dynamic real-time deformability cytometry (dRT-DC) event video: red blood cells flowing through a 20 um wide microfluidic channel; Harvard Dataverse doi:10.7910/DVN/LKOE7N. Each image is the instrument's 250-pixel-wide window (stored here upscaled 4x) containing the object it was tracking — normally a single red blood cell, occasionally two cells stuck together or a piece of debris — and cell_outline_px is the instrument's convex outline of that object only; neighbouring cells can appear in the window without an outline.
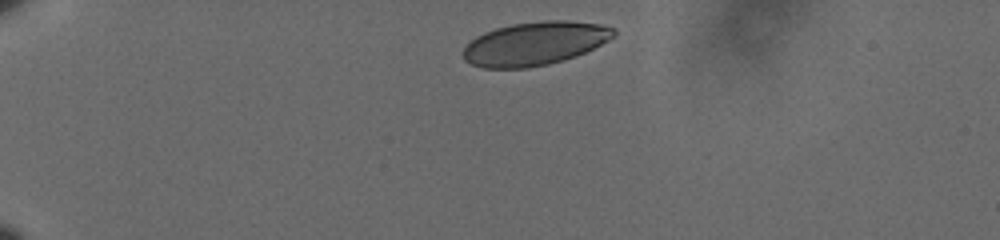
{"species": "human", "species_latin": "Homo sapiens", "temperature_condition": "cold", "stored_images_in_passage": 28, "camera_frame_rate_fps": 3000, "um_per_image_px": 0.085, "donor": {"sex": "male"}, "frame": {"image": 1, "passage_image": 1, "time_ms": 0.0, "image_size_px": [1000, 240], "cell_outline_px": [[616, 36], [576, 56], [564, 60], [548, 64], [528, 68], [484, 68], [472, 64], [464, 60], [464, 48], [476, 36], [484, 32], [496, 28], [512, 24], [544, 20], [568, 20], [600, 24], [612, 28], [616, 32]], "centroid_in_image_um": [45.46, 3.69], "position_along_channel_um": 39.5, "area_um2": 37.97}}
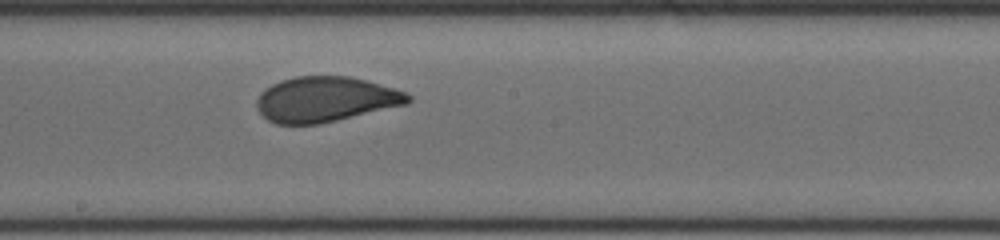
{"frame": {"image": 2, "passage_image": 15, "time_ms": 4.667, "image_size_px": [1000, 240], "cell_outline_px": [[412, 100], [408, 104], [320, 124], [276, 124], [268, 120], [256, 108], [256, 100], [260, 92], [264, 88], [280, 80], [296, 76], [348, 76], [368, 80], [396, 88], [408, 92], [412, 96]], "centroid_in_image_um": [27.69, 8.43], "position_along_channel_um": 220.5, "area_um2": 40.34}}
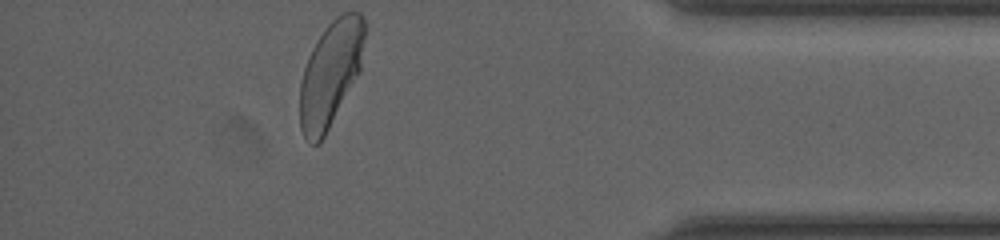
{"frame": {"image": 3, "passage_image": 28, "time_ms": 9.0, "image_size_px": [1000, 240], "cell_outline_px": [[364, 36], [360, 72], [320, 144], [312, 144], [304, 136], [300, 128], [300, 80], [308, 56], [312, 48], [328, 24], [336, 16], [344, 12], [360, 12], [364, 16]], "centroid_in_image_um": [28.09, 6.28], "position_along_channel_um": 407.1, "area_um2": 39.65}}